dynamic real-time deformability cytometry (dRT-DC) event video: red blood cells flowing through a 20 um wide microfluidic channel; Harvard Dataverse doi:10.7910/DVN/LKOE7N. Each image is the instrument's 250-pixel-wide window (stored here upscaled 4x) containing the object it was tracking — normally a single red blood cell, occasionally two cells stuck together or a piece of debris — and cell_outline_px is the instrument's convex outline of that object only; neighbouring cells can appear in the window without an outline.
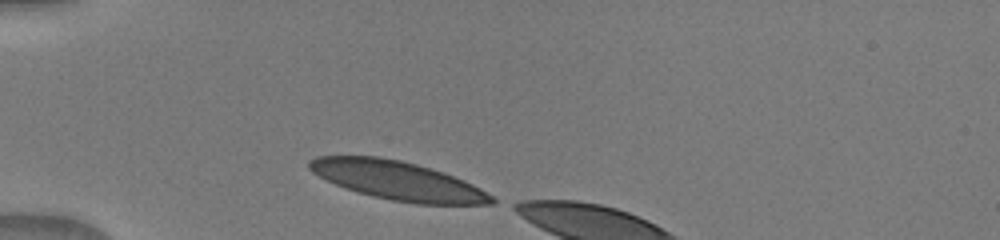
{"species": "human", "species_latin": "Homo sapiens", "temperature_condition": "warm", "stored_images_in_passage": 7, "camera_frame_rate_fps": 3000, "um_per_image_px": 0.085, "donor": {"sex": "male"}, "frame": {"image": 1, "passage_image": 1, "time_ms": 0.0, "image_size_px": [1000, 240], "cell_outline_px": [[496, 204], [420, 204], [392, 200], [372, 196], [344, 188], [312, 172], [308, 168], [308, 160], [316, 156], [376, 156], [400, 160], [416, 164], [464, 180], [480, 188], [492, 196], [496, 200]], "centroid_in_image_um": [33.78, 15.35], "position_along_channel_um": 51.2, "area_um2": 40.69}}
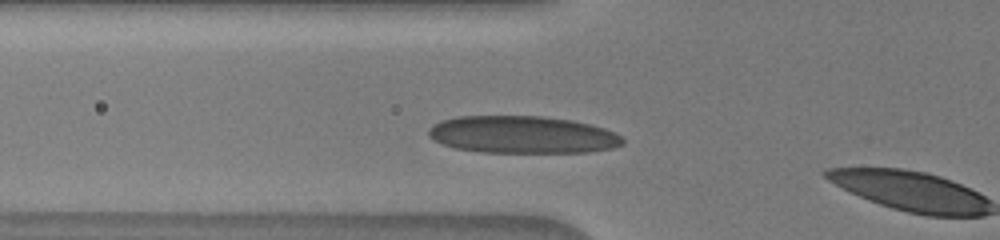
{"frame": {"image": 2, "passage_image": 6, "time_ms": 1.333, "image_size_px": [1000, 240], "cell_outline_px": [[624, 144], [612, 148], [588, 152], [480, 152], [456, 148], [444, 144], [428, 136], [428, 132], [436, 124], [444, 120], [460, 116], [540, 116], [572, 120], [592, 124], [604, 128], [620, 136], [624, 140]], "centroid_in_image_um": [44.46, 11.45], "position_along_channel_um": 81.3, "area_um2": 41.91}}